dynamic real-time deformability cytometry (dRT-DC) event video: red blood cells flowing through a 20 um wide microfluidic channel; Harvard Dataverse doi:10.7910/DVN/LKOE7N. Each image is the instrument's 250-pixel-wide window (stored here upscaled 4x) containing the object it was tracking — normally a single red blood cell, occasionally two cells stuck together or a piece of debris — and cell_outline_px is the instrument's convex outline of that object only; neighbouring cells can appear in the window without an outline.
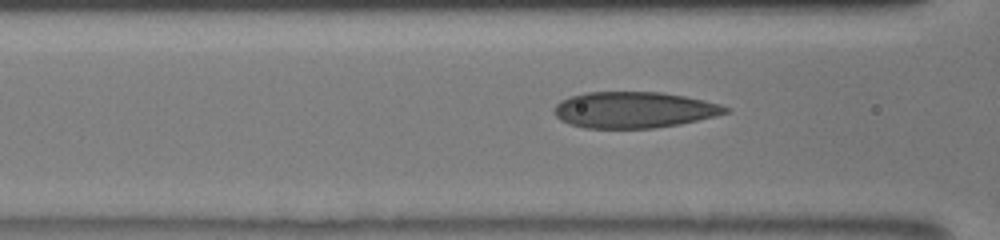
{"species": "human", "species_latin": "Homo sapiens", "temperature_condition": "room temperature", "stored_images_in_passage": 14, "camera_frame_rate_fps": 3000, "um_per_image_px": 0.085, "donor": {"sex": "male"}, "frame": {"image": 1, "passage_image": 6, "time_ms": 1.333, "image_size_px": [1000, 240], "cell_outline_px": [[732, 108], [728, 112], [716, 116], [680, 124], [652, 128], [584, 128], [568, 124], [560, 120], [552, 112], [556, 104], [560, 100], [572, 96], [588, 92], [660, 92], [684, 96], [704, 100], [720, 104]], "centroid_in_image_um": [53.87, 9.34], "position_along_channel_um": 112.7, "area_um2": 36.24}}
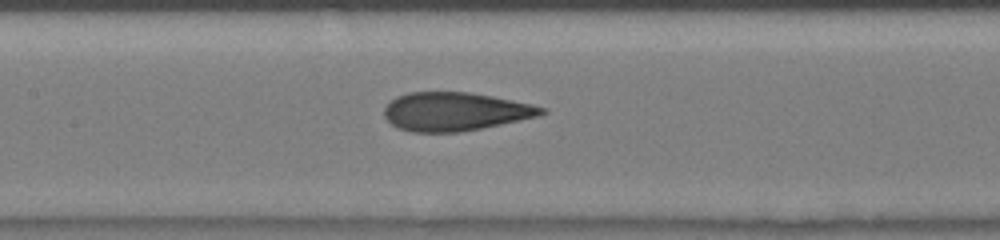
{"frame": {"image": 2, "passage_image": 12, "time_ms": 2.667, "image_size_px": [1000, 240], "cell_outline_px": [[548, 112], [540, 116], [460, 132], [412, 132], [400, 128], [392, 124], [384, 116], [384, 108], [396, 96], [408, 92], [468, 92], [492, 96], [532, 104], [548, 108]], "centroid_in_image_um": [38.71, 9.48], "position_along_channel_um": 168.7, "area_um2": 35.2}}